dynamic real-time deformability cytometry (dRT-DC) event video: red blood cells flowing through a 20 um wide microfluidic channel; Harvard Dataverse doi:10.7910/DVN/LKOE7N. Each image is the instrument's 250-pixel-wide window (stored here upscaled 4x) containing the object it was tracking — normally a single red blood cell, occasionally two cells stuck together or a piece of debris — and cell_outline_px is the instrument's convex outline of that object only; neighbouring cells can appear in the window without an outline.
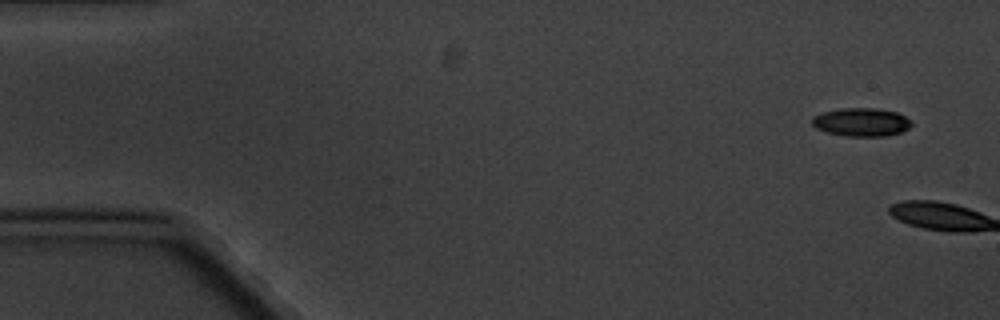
{"species": "common noctule bat (a hibernating species)", "species_latin": "Nyctalus noctula", "temperature_condition": "cold", "stored_images_in_passage": 11, "camera_frame_rate_fps": 3000, "um_per_image_px": 0.085, "animal": {"sex": "male", "body_mass_g": 20.1, "forearm_length_mm": 53.5}, "frame": {"image": 1, "passage_image": 1, "time_ms": 0.0, "image_size_px": [1000, 320], "cell_outline_px": [[912, 124], [908, 128], [900, 132], [884, 136], [844, 136], [828, 132], [816, 128], [812, 124], [812, 116], [824, 112], [840, 108], [876, 108], [896, 112], [912, 120]], "centroid_in_image_um": [73.21, 10.37], "position_along_channel_um": 11.8, "area_um2": 16.36}}
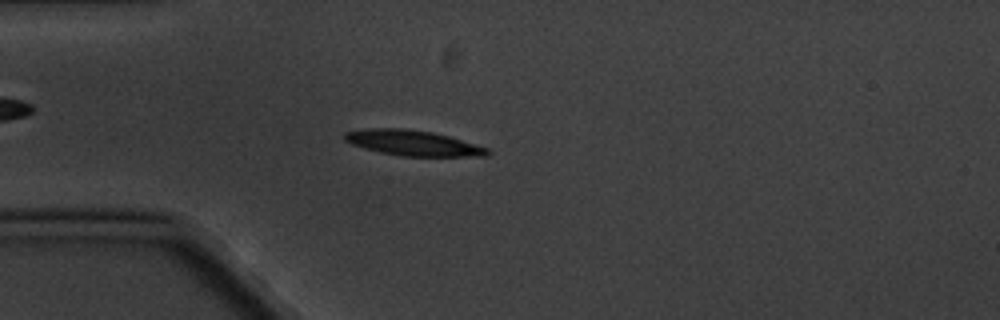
{"frame": {"image": 2, "passage_image": 5, "time_ms": 5.667, "image_size_px": [1000, 320], "cell_outline_px": [[492, 152], [488, 156], [400, 156], [380, 152], [364, 148], [352, 144], [344, 140], [344, 132], [368, 128], [404, 128], [432, 132], [448, 136], [488, 148]], "centroid_in_image_um": [35.09, 12.15], "position_along_channel_um": 49.9, "area_um2": 21.1}}